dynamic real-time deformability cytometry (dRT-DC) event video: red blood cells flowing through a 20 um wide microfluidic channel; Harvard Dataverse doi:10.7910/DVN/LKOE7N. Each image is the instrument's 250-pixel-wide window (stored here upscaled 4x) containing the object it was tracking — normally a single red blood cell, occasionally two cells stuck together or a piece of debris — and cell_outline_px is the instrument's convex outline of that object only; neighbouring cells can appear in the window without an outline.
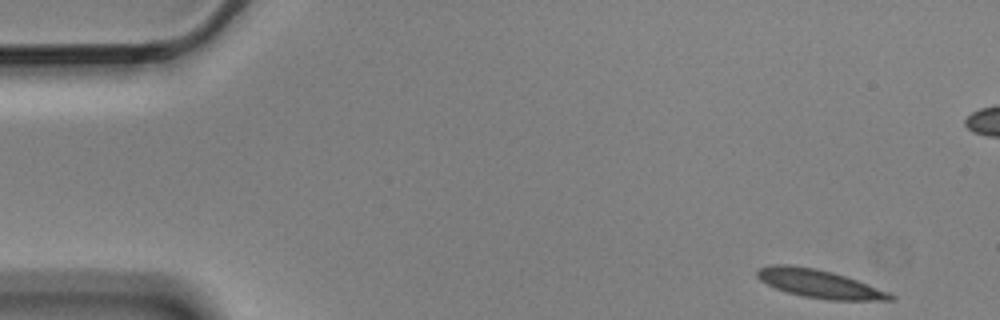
{"species": "Egyptian fruit bat (a non-hibernating species)", "species_latin": "Rousettus aegyptiacus", "temperature_condition": "cold", "stored_images_in_passage": 5, "camera_frame_rate_fps": 3000, "um_per_image_px": 0.085, "animal": {"sex": "male"}, "frame": {"image": 1, "passage_image": 1, "time_ms": 0.0, "image_size_px": [1000, 320], "cell_outline_px": [[896, 296], [892, 300], [828, 300], [804, 296], [788, 292], [776, 288], [760, 280], [756, 276], [756, 272], [760, 268], [772, 264], [788, 264], [816, 268], [832, 272], [868, 284], [888, 292]], "centroid_in_image_um": [69.62, 24.11], "position_along_channel_um": 15.4, "area_um2": 21.68}}